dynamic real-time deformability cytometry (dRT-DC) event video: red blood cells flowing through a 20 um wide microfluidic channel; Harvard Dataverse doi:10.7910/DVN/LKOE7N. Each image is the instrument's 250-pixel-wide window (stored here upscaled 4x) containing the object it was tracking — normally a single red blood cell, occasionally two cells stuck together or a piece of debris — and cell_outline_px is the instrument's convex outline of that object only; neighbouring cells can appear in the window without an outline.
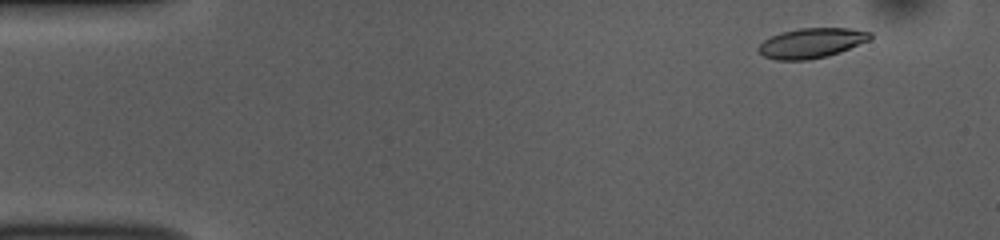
{"species": "common noctule bat (a hibernating species)", "species_latin": "Nyctalus noctula", "temperature_condition": "room temperature", "stored_images_in_passage": 53, "camera_frame_rate_fps": 3000, "um_per_image_px": 0.085, "animal": {"sex": "female", "body_mass_g": 10.0, "forearm_length_mm": 53.1}, "frame": {"image": 1, "passage_image": 4, "time_ms": 1.0, "image_size_px": [1000, 240], "cell_outline_px": [[872, 36], [868, 40], [840, 52], [828, 56], [808, 60], [776, 60], [764, 56], [756, 48], [764, 40], [780, 32], [800, 28], [848, 28], [872, 32]], "centroid_in_image_um": [68.96, 3.66], "position_along_channel_um": 16.0, "area_um2": 19.42}}
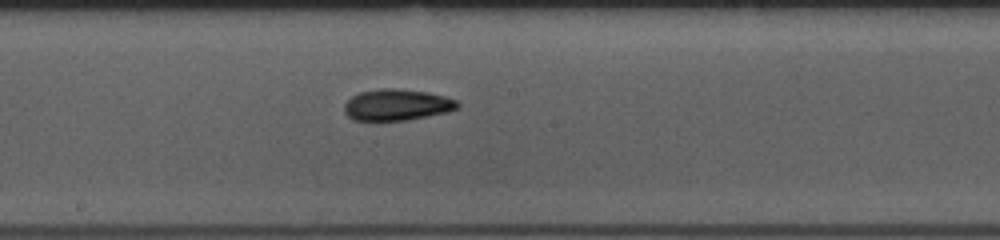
{"frame": {"image": 2, "passage_image": 28, "time_ms": 9.0, "image_size_px": [1000, 240], "cell_outline_px": [[460, 108], [448, 112], [408, 120], [352, 120], [344, 112], [344, 104], [352, 96], [360, 92], [380, 88], [396, 88], [428, 92], [444, 96], [456, 100], [460, 104]], "centroid_in_image_um": [33.75, 8.91], "position_along_channel_um": 214.4, "area_um2": 20.81}}
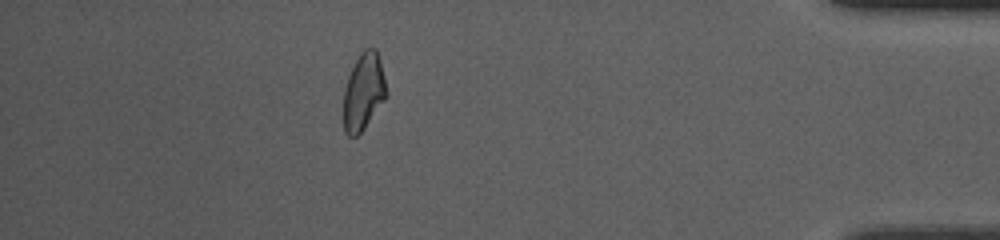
{"frame": {"image": 3, "passage_image": 47, "time_ms": 15.333, "image_size_px": [1000, 240], "cell_outline_px": [[388, 92], [384, 100], [364, 128], [356, 136], [348, 136], [344, 132], [344, 88], [348, 76], [360, 52], [364, 48], [376, 48], [380, 60]], "centroid_in_image_um": [30.9, 7.77], "position_along_channel_um": 404.3, "area_um2": 19.13}, "authors_computed_cell_mechanics": {"area_um2": 19.9988, "velocity_mm_per_s": 3.7173, "shape_relaxation_time_tau1_ms": 6.4424, "shape_relaxation_time_tau2_ms": 3.8327, "deformation_change_tau1": 0.1618, "deformation_change_tau2": 0.1012}}